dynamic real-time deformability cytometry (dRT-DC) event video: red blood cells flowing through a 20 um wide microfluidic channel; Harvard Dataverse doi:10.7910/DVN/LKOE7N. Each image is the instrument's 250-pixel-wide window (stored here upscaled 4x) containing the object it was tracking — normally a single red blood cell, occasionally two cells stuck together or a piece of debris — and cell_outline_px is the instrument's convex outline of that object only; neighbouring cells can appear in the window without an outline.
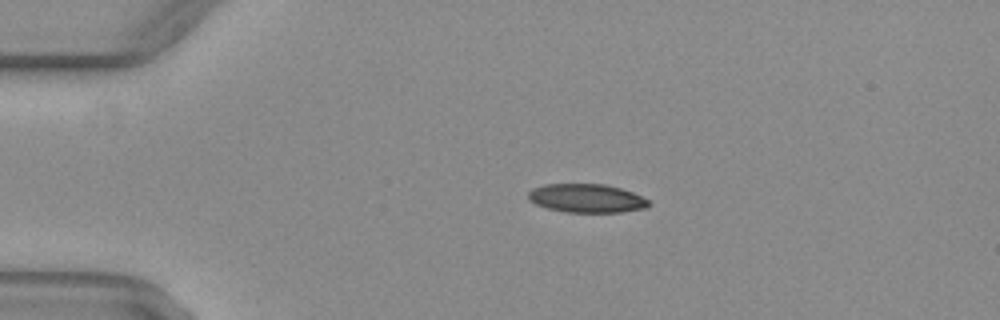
{"species": "common noctule bat (a hibernating species)", "species_latin": "Nyctalus noctula", "temperature_condition": "warm", "stored_images_in_passage": 41, "camera_frame_rate_fps": 3000, "um_per_image_px": 0.085, "animal": {"sex": "female", "body_mass_g": 29.2, "forearm_length_mm": 56.3}, "frame": {"image": 1, "passage_image": 1, "time_ms": 0.0, "image_size_px": [1000, 320], "cell_outline_px": [[652, 204], [648, 208], [620, 212], [564, 212], [548, 208], [536, 204], [528, 200], [528, 192], [532, 188], [544, 184], [604, 184], [620, 188], [632, 192], [648, 200]], "centroid_in_image_um": [49.86, 16.85], "position_along_channel_um": 35.1, "area_um2": 20.17}}
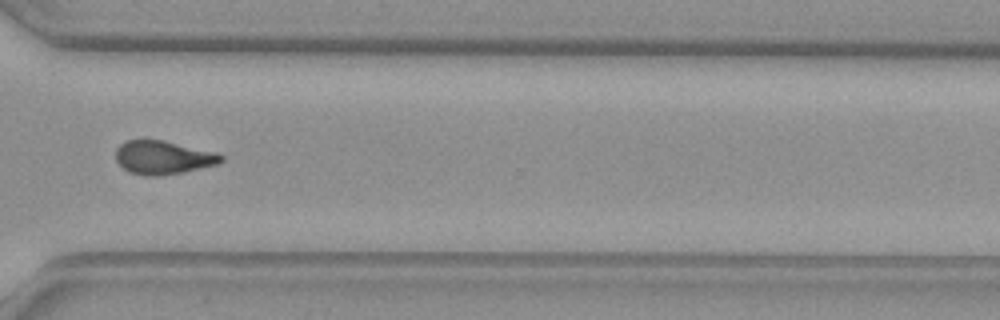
{"frame": {"image": 2, "passage_image": 28, "time_ms": 9.0, "image_size_px": [1000, 320], "cell_outline_px": [[224, 160], [220, 164], [184, 172], [160, 176], [144, 176], [128, 172], [116, 160], [116, 148], [124, 140], [160, 140], [216, 152], [224, 156]], "centroid_in_image_um": [13.88, 13.4], "position_along_channel_um": 356.7, "area_um2": 20.69}}
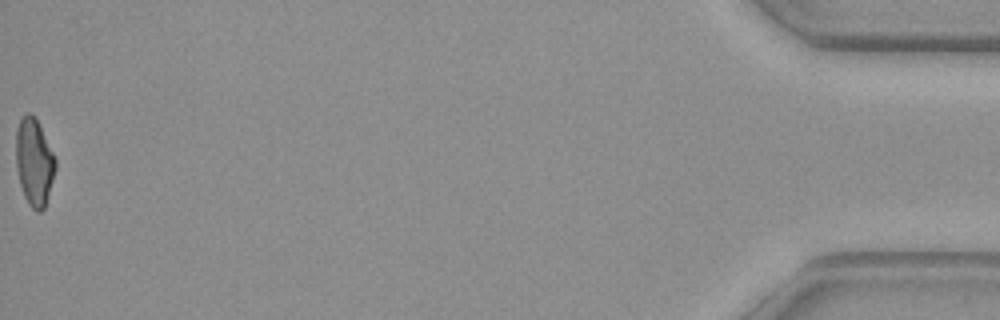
{"frame": {"image": 3, "passage_image": 41, "time_ms": 13.333, "image_size_px": [1000, 320], "cell_outline_px": [[56, 168], [44, 208], [40, 212], [36, 212], [28, 204], [24, 196], [20, 184], [16, 168], [16, 128], [20, 116], [28, 112], [32, 112], [36, 116], [56, 160]], "centroid_in_image_um": [2.89, 13.72], "position_along_channel_um": 432.3, "area_um2": 20.29}, "authors_computed_cell_mechanics": {"area_um2": 20.9814, "velocity_mm_per_s": 4.0963, "shape_relaxation_time_tau1_ms": null, "shape_relaxation_time_tau2_ms": 3.429, "deformation_change_tau1": null, "deformation_change_tau2": 0.1124}}